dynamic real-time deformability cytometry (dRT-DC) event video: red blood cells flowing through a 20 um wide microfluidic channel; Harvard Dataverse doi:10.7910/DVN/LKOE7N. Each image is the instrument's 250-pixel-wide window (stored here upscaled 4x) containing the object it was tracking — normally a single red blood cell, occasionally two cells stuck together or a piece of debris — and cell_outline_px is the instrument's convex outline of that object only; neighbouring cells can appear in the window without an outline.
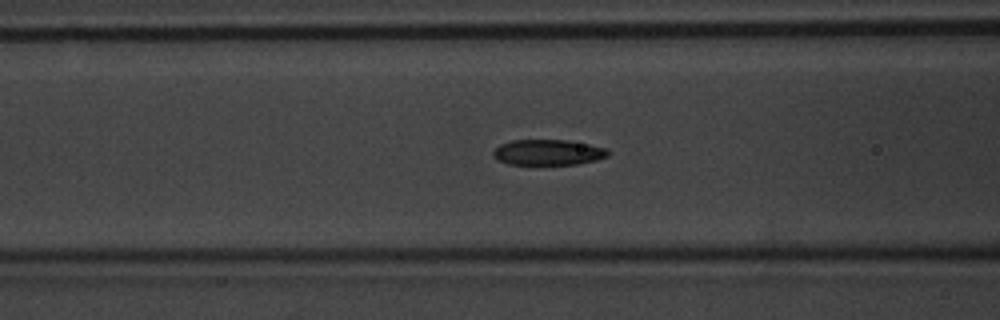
{"species": "common noctule bat (a hibernating species)", "species_latin": "Nyctalus noctula", "temperature_condition": "warm", "stored_images_in_passage": 52, "camera_frame_rate_fps": 3000, "um_per_image_px": 0.085, "animal": {"sex": "male", "body_mass_g": 20.1, "forearm_length_mm": 53.5}, "frame": {"image": 1, "passage_image": 18, "time_ms": 5.667, "image_size_px": [1000, 320], "cell_outline_px": [[612, 152], [608, 156], [596, 160], [576, 164], [508, 164], [496, 160], [492, 156], [492, 152], [500, 144], [512, 140], [568, 140], [588, 144], [604, 148]], "centroid_in_image_um": [46.56, 12.95], "position_along_channel_um": 120.0, "area_um2": 17.17}}
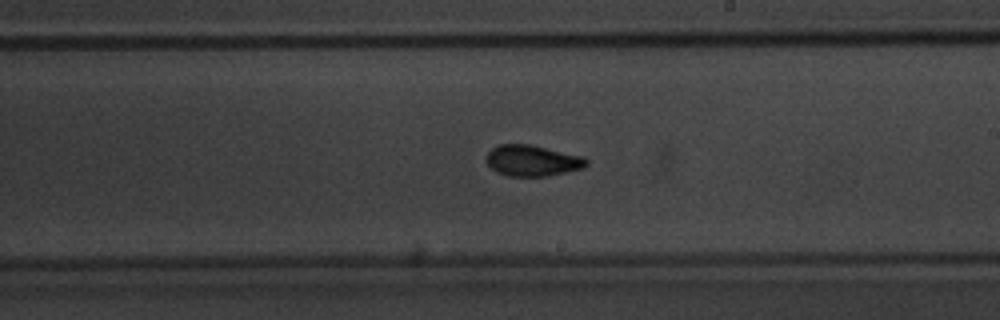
{"frame": {"image": 2, "passage_image": 28, "time_ms": 9.0, "image_size_px": [1000, 320], "cell_outline_px": [[588, 164], [584, 168], [548, 176], [508, 176], [496, 172], [484, 160], [488, 152], [492, 148], [500, 144], [528, 144], [584, 156], [588, 160]], "centroid_in_image_um": [45.25, 13.65], "position_along_channel_um": 243.7, "area_um2": 18.21}}
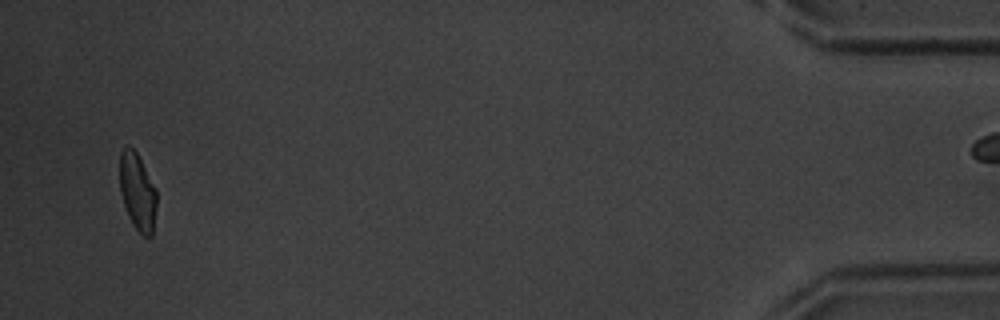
{"frame": {"image": 3, "passage_image": 49, "time_ms": 16.0, "image_size_px": [1000, 320], "cell_outline_px": [[156, 208], [152, 236], [144, 236], [132, 224], [128, 216], [120, 192], [120, 152], [128, 144], [136, 152], [156, 188]], "centroid_in_image_um": [11.68, 16.29], "position_along_channel_um": 423.5, "area_um2": 16.47}, "authors_computed_cell_mechanics": {"area_um2": 17.5134, "velocity_mm_per_s": 3.708, "shape_relaxation_time_tau1_ms": 2.996, "shape_relaxation_time_tau2_ms": 1.3015, "deformation_change_tau1": 0.1292, "deformation_change_tau2": 0.0695}}